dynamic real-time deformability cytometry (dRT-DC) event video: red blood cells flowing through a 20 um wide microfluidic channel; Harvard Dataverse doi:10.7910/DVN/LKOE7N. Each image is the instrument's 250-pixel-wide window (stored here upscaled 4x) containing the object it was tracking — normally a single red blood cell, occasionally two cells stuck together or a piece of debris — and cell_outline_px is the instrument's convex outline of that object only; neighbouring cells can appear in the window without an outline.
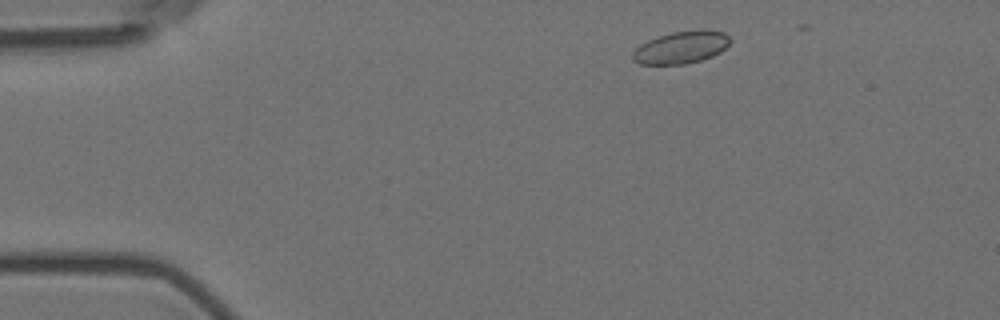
{"species": "Egyptian fruit bat (a non-hibernating species)", "species_latin": "Rousettus aegyptiacus", "temperature_condition": "room temperature", "stored_images_in_passage": 3, "camera_frame_rate_fps": 3000, "um_per_image_px": 0.085, "animal": {"sex": "female"}, "frame": {"image": 1, "passage_image": 1, "time_ms": 0.0, "image_size_px": [1000, 320], "cell_outline_px": [[732, 40], [720, 52], [712, 56], [700, 60], [684, 64], [640, 64], [632, 60], [632, 52], [640, 44], [656, 36], [672, 32], [700, 28], [704, 28], [724, 32]], "centroid_in_image_um": [57.9, 4.0], "position_along_channel_um": 27.1, "area_um2": 18.61}}